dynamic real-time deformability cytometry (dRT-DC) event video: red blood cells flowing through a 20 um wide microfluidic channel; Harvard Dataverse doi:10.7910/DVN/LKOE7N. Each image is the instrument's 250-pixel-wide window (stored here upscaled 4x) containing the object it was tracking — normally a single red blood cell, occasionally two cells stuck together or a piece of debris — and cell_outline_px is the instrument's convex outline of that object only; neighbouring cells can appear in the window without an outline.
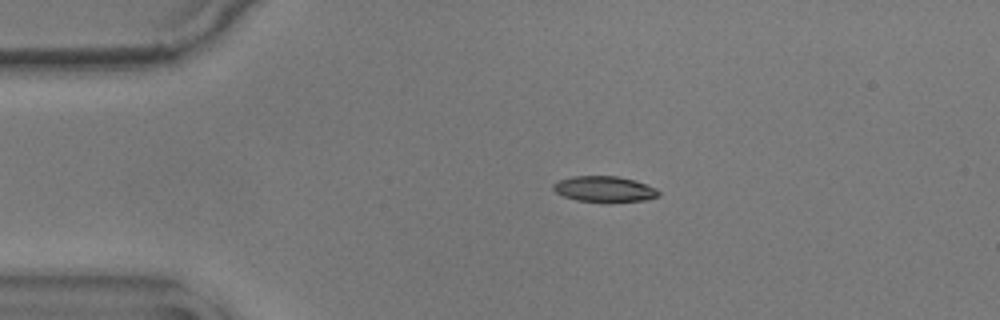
{"species": "common noctule bat (a hibernating species)", "species_latin": "Nyctalus noctula", "temperature_condition": "warm", "stored_images_in_passage": 46, "camera_frame_rate_fps": 3000, "um_per_image_px": 0.085, "animal": {"sex": "male", "body_mass_g": 17.9}, "frame": {"image": 1, "passage_image": 1, "time_ms": 0.0, "image_size_px": [1000, 320], "cell_outline_px": [[660, 196], [644, 200], [608, 204], [604, 204], [576, 200], [564, 196], [556, 192], [552, 188], [552, 184], [560, 180], [572, 176], [616, 176], [632, 180], [656, 188], [660, 192]], "centroid_in_image_um": [51.37, 16.11], "position_along_channel_um": 33.6, "area_um2": 16.18}}
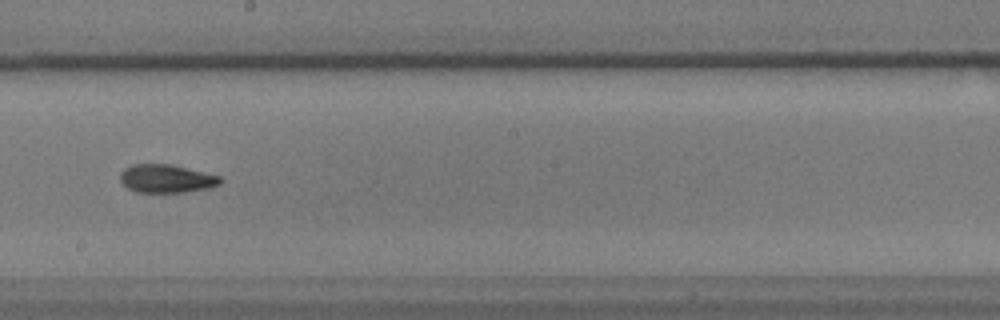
{"frame": {"image": 2, "passage_image": 21, "time_ms": 6.667, "image_size_px": [1000, 320], "cell_outline_px": [[224, 180], [220, 184], [208, 188], [184, 192], [136, 192], [128, 188], [120, 180], [120, 172], [124, 168], [132, 164], [172, 164], [220, 176]], "centroid_in_image_um": [14.15, 15.17], "position_along_channel_um": 234.1, "area_um2": 16.53}}
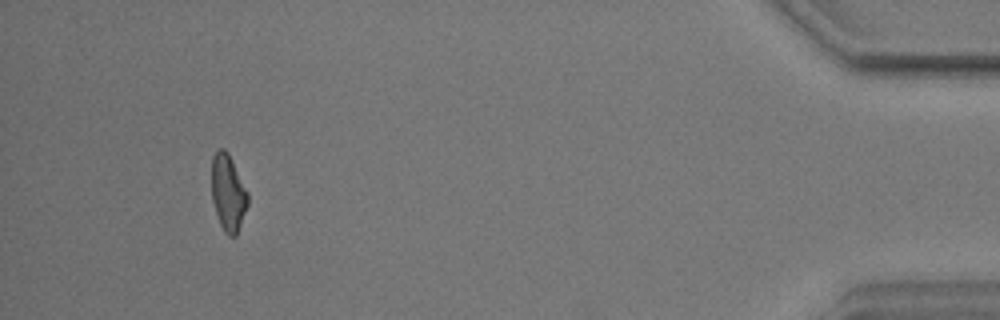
{"frame": {"image": 3, "passage_image": 42, "time_ms": 13.667, "image_size_px": [1000, 320], "cell_outline_px": [[248, 204], [236, 236], [228, 236], [224, 232], [220, 224], [212, 200], [212, 156], [220, 148], [224, 148], [228, 152], [248, 192]], "centroid_in_image_um": [19.39, 16.39], "position_along_channel_um": 415.8, "area_um2": 16.07}, "authors_computed_cell_mechanics": {"area_um2": 16.4152, "velocity_mm_per_s": 3.5864, "shape_relaxation_time_tau1_ms": 6.6183, "shape_relaxation_time_tau2_ms": 3.2797, "deformation_change_tau1": 0.1792, "deformation_change_tau2": 0.1024}}